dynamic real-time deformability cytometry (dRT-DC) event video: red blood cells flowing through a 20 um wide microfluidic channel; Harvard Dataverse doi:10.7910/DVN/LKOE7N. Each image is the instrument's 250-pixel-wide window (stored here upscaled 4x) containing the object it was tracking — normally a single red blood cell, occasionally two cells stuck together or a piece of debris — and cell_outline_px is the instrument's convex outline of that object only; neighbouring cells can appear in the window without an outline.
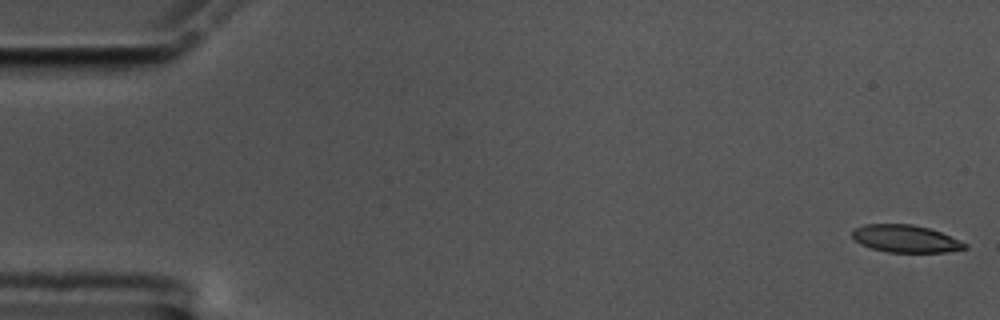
{"species": "common noctule bat (a hibernating species)", "species_latin": "Nyctalus noctula", "temperature_condition": "cold", "stored_images_in_passage": 57, "camera_frame_rate_fps": 3000, "um_per_image_px": 0.085, "animal": {"sex": "male", "body_mass_g": 17.5, "forearm_length_mm": 52.3}, "frame": {"image": 1, "passage_image": 1, "time_ms": 0.0, "image_size_px": [1000, 320], "cell_outline_px": [[968, 248], [944, 252], [888, 252], [872, 248], [860, 244], [852, 236], [852, 232], [856, 228], [864, 224], [912, 224], [928, 228], [940, 232], [968, 244]], "centroid_in_image_um": [76.97, 20.29], "position_along_channel_um": 8.0, "area_um2": 17.8}}
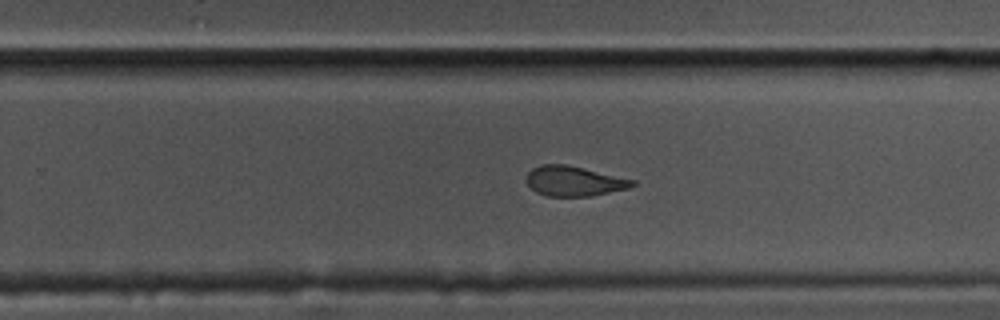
{"frame": {"image": 2, "passage_image": 36, "time_ms": 11.667, "image_size_px": [1000, 320], "cell_outline_px": [[636, 184], [628, 188], [592, 196], [548, 196], [536, 192], [524, 180], [528, 172], [532, 168], [540, 164], [568, 164], [636, 180]], "centroid_in_image_um": [48.78, 15.38], "position_along_channel_um": 281.0, "area_um2": 18.67}}
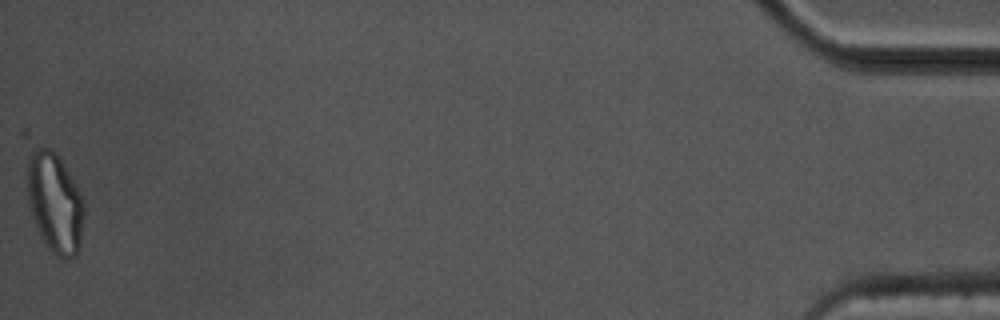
{"frame": {"image": 3, "passage_image": 57, "time_ms": 18.667, "image_size_px": [1000, 320], "cell_outline_px": [[84, 212], [80, 252], [76, 256], [56, 256], [52, 252], [40, 236], [32, 216], [28, 204], [28, 156], [32, 144], [36, 144], [52, 148], [56, 152], [72, 176], [84, 200]], "centroid_in_image_um": [4.66, 17.16], "position_along_channel_um": 430.5, "area_um2": 33.7}, "authors_computed_cell_mechanics": {"area_um2": 19.5942, "velocity_mm_per_s": 3.5267, "shape_relaxation_time_tau1_ms": 7.3268, "shape_relaxation_time_tau2_ms": 2.6127, "deformation_change_tau1": 0.2101, "deformation_change_tau2": 0.0933}}